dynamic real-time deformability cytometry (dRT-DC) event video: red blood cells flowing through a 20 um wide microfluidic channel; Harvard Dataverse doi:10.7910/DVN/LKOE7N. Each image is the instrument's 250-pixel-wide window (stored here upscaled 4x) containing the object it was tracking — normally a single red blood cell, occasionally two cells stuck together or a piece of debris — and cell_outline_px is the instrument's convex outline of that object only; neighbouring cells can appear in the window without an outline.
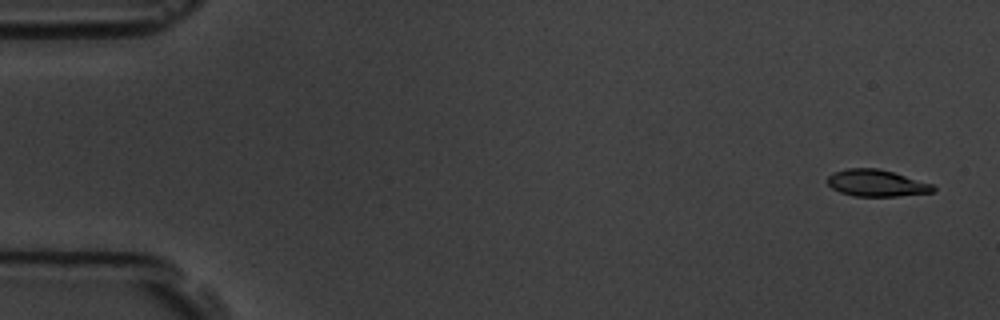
{"species": "common noctule bat (a hibernating species)", "species_latin": "Nyctalus noctula", "temperature_condition": "room temperature", "stored_images_in_passage": 6, "segment_of_instrument_passage": [1, 2], "camera_frame_rate_fps": 3000, "um_per_image_px": 0.085, "animal": {"sex": "male", "body_mass_g": 19.5, "forearm_length_mm": 54.6}, "frame": {"image": 1, "passage_image": 1, "time_ms": 0.0, "image_size_px": [1000, 320], "cell_outline_px": [[936, 192], [900, 196], [852, 196], [840, 192], [832, 188], [828, 184], [828, 176], [832, 172], [848, 168], [880, 168], [932, 184], [936, 188]], "centroid_in_image_um": [74.51, 15.56], "position_along_channel_um": 10.5, "area_um2": 16.59}}
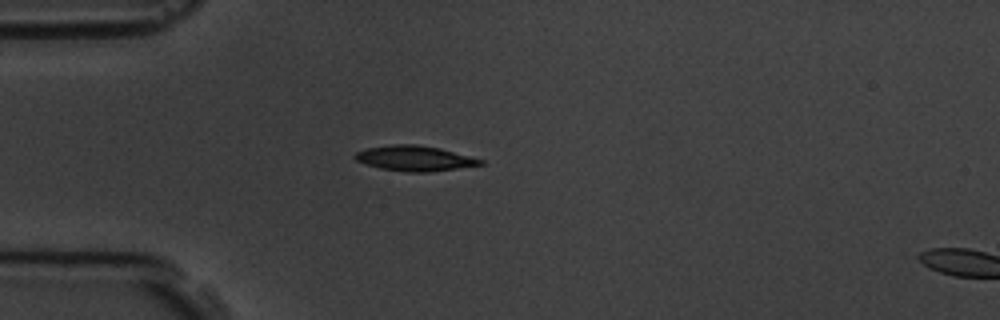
{"frame": {"image": 2, "passage_image": 5, "time_ms": 4.333, "image_size_px": [1000, 320], "cell_outline_px": [[484, 164], [428, 172], [408, 172], [380, 168], [356, 160], [356, 152], [368, 148], [388, 144], [416, 144], [440, 148], [484, 160]], "centroid_in_image_um": [35.26, 13.45], "position_along_channel_um": 49.7, "area_um2": 18.15}}